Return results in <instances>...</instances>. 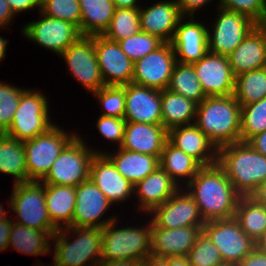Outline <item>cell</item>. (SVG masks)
<instances>
[{
  "label": "cell",
  "mask_w": 266,
  "mask_h": 266,
  "mask_svg": "<svg viewBox=\"0 0 266 266\" xmlns=\"http://www.w3.org/2000/svg\"><path fill=\"white\" fill-rule=\"evenodd\" d=\"M10 211H7L5 209V206H3L2 203H0V221L5 220L8 217V213Z\"/></svg>",
  "instance_id": "obj_60"
},
{
  "label": "cell",
  "mask_w": 266,
  "mask_h": 266,
  "mask_svg": "<svg viewBox=\"0 0 266 266\" xmlns=\"http://www.w3.org/2000/svg\"><path fill=\"white\" fill-rule=\"evenodd\" d=\"M25 89L0 79V133H5L11 126L21 93Z\"/></svg>",
  "instance_id": "obj_41"
},
{
  "label": "cell",
  "mask_w": 266,
  "mask_h": 266,
  "mask_svg": "<svg viewBox=\"0 0 266 266\" xmlns=\"http://www.w3.org/2000/svg\"><path fill=\"white\" fill-rule=\"evenodd\" d=\"M76 187L45 184V200L49 218L58 228L72 226L76 204Z\"/></svg>",
  "instance_id": "obj_29"
},
{
  "label": "cell",
  "mask_w": 266,
  "mask_h": 266,
  "mask_svg": "<svg viewBox=\"0 0 266 266\" xmlns=\"http://www.w3.org/2000/svg\"><path fill=\"white\" fill-rule=\"evenodd\" d=\"M51 243L52 266H97L101 262V228L63 227L52 235Z\"/></svg>",
  "instance_id": "obj_4"
},
{
  "label": "cell",
  "mask_w": 266,
  "mask_h": 266,
  "mask_svg": "<svg viewBox=\"0 0 266 266\" xmlns=\"http://www.w3.org/2000/svg\"><path fill=\"white\" fill-rule=\"evenodd\" d=\"M97 62L105 86H123L132 82L134 62L118 42L94 35Z\"/></svg>",
  "instance_id": "obj_17"
},
{
  "label": "cell",
  "mask_w": 266,
  "mask_h": 266,
  "mask_svg": "<svg viewBox=\"0 0 266 266\" xmlns=\"http://www.w3.org/2000/svg\"><path fill=\"white\" fill-rule=\"evenodd\" d=\"M183 16H194L197 12L208 8L214 0H176Z\"/></svg>",
  "instance_id": "obj_47"
},
{
  "label": "cell",
  "mask_w": 266,
  "mask_h": 266,
  "mask_svg": "<svg viewBox=\"0 0 266 266\" xmlns=\"http://www.w3.org/2000/svg\"><path fill=\"white\" fill-rule=\"evenodd\" d=\"M42 14L76 25L80 31L81 7L79 0H42Z\"/></svg>",
  "instance_id": "obj_44"
},
{
  "label": "cell",
  "mask_w": 266,
  "mask_h": 266,
  "mask_svg": "<svg viewBox=\"0 0 266 266\" xmlns=\"http://www.w3.org/2000/svg\"><path fill=\"white\" fill-rule=\"evenodd\" d=\"M78 83L90 94L105 86L97 62L94 35L81 36L60 56Z\"/></svg>",
  "instance_id": "obj_13"
},
{
  "label": "cell",
  "mask_w": 266,
  "mask_h": 266,
  "mask_svg": "<svg viewBox=\"0 0 266 266\" xmlns=\"http://www.w3.org/2000/svg\"><path fill=\"white\" fill-rule=\"evenodd\" d=\"M82 36L102 35L115 12L113 0H79Z\"/></svg>",
  "instance_id": "obj_33"
},
{
  "label": "cell",
  "mask_w": 266,
  "mask_h": 266,
  "mask_svg": "<svg viewBox=\"0 0 266 266\" xmlns=\"http://www.w3.org/2000/svg\"><path fill=\"white\" fill-rule=\"evenodd\" d=\"M121 50L133 61H137L148 53L154 52L164 42L157 36L140 31L124 40L118 41Z\"/></svg>",
  "instance_id": "obj_42"
},
{
  "label": "cell",
  "mask_w": 266,
  "mask_h": 266,
  "mask_svg": "<svg viewBox=\"0 0 266 266\" xmlns=\"http://www.w3.org/2000/svg\"><path fill=\"white\" fill-rule=\"evenodd\" d=\"M167 89L192 100L197 105L207 97L202 90L193 64L189 63L177 61Z\"/></svg>",
  "instance_id": "obj_36"
},
{
  "label": "cell",
  "mask_w": 266,
  "mask_h": 266,
  "mask_svg": "<svg viewBox=\"0 0 266 266\" xmlns=\"http://www.w3.org/2000/svg\"><path fill=\"white\" fill-rule=\"evenodd\" d=\"M36 88H26L20 96L19 106L5 135L27 141L47 132L56 124L52 118L49 98Z\"/></svg>",
  "instance_id": "obj_8"
},
{
  "label": "cell",
  "mask_w": 266,
  "mask_h": 266,
  "mask_svg": "<svg viewBox=\"0 0 266 266\" xmlns=\"http://www.w3.org/2000/svg\"><path fill=\"white\" fill-rule=\"evenodd\" d=\"M196 109L197 104L192 100L168 89L161 91L162 125L167 131L177 126L193 124Z\"/></svg>",
  "instance_id": "obj_32"
},
{
  "label": "cell",
  "mask_w": 266,
  "mask_h": 266,
  "mask_svg": "<svg viewBox=\"0 0 266 266\" xmlns=\"http://www.w3.org/2000/svg\"><path fill=\"white\" fill-rule=\"evenodd\" d=\"M256 247L266 252V230L264 231L262 237L257 241Z\"/></svg>",
  "instance_id": "obj_59"
},
{
  "label": "cell",
  "mask_w": 266,
  "mask_h": 266,
  "mask_svg": "<svg viewBox=\"0 0 266 266\" xmlns=\"http://www.w3.org/2000/svg\"><path fill=\"white\" fill-rule=\"evenodd\" d=\"M9 39L2 37L0 35V62L5 59L6 57V52H7V47H8Z\"/></svg>",
  "instance_id": "obj_58"
},
{
  "label": "cell",
  "mask_w": 266,
  "mask_h": 266,
  "mask_svg": "<svg viewBox=\"0 0 266 266\" xmlns=\"http://www.w3.org/2000/svg\"><path fill=\"white\" fill-rule=\"evenodd\" d=\"M97 266H141L138 260L101 261Z\"/></svg>",
  "instance_id": "obj_55"
},
{
  "label": "cell",
  "mask_w": 266,
  "mask_h": 266,
  "mask_svg": "<svg viewBox=\"0 0 266 266\" xmlns=\"http://www.w3.org/2000/svg\"><path fill=\"white\" fill-rule=\"evenodd\" d=\"M212 25H207L208 51L228 56L258 24L249 16L217 7Z\"/></svg>",
  "instance_id": "obj_10"
},
{
  "label": "cell",
  "mask_w": 266,
  "mask_h": 266,
  "mask_svg": "<svg viewBox=\"0 0 266 266\" xmlns=\"http://www.w3.org/2000/svg\"><path fill=\"white\" fill-rule=\"evenodd\" d=\"M141 31L139 9H115L108 28L102 34L112 41H120Z\"/></svg>",
  "instance_id": "obj_38"
},
{
  "label": "cell",
  "mask_w": 266,
  "mask_h": 266,
  "mask_svg": "<svg viewBox=\"0 0 266 266\" xmlns=\"http://www.w3.org/2000/svg\"><path fill=\"white\" fill-rule=\"evenodd\" d=\"M233 95L241 107L266 97V67L235 76Z\"/></svg>",
  "instance_id": "obj_37"
},
{
  "label": "cell",
  "mask_w": 266,
  "mask_h": 266,
  "mask_svg": "<svg viewBox=\"0 0 266 266\" xmlns=\"http://www.w3.org/2000/svg\"><path fill=\"white\" fill-rule=\"evenodd\" d=\"M16 15L12 12L9 4L6 0H0V29L10 28L11 23H14L13 20L16 19ZM15 18V19H14Z\"/></svg>",
  "instance_id": "obj_50"
},
{
  "label": "cell",
  "mask_w": 266,
  "mask_h": 266,
  "mask_svg": "<svg viewBox=\"0 0 266 266\" xmlns=\"http://www.w3.org/2000/svg\"><path fill=\"white\" fill-rule=\"evenodd\" d=\"M139 8L141 31L170 43L179 21L184 17L176 0H158Z\"/></svg>",
  "instance_id": "obj_22"
},
{
  "label": "cell",
  "mask_w": 266,
  "mask_h": 266,
  "mask_svg": "<svg viewBox=\"0 0 266 266\" xmlns=\"http://www.w3.org/2000/svg\"><path fill=\"white\" fill-rule=\"evenodd\" d=\"M12 12L18 16L22 12L41 10L42 0H6Z\"/></svg>",
  "instance_id": "obj_48"
},
{
  "label": "cell",
  "mask_w": 266,
  "mask_h": 266,
  "mask_svg": "<svg viewBox=\"0 0 266 266\" xmlns=\"http://www.w3.org/2000/svg\"><path fill=\"white\" fill-rule=\"evenodd\" d=\"M234 218L240 228L255 243L266 230V207L256 202L251 196L240 197Z\"/></svg>",
  "instance_id": "obj_35"
},
{
  "label": "cell",
  "mask_w": 266,
  "mask_h": 266,
  "mask_svg": "<svg viewBox=\"0 0 266 266\" xmlns=\"http://www.w3.org/2000/svg\"><path fill=\"white\" fill-rule=\"evenodd\" d=\"M75 197L72 226L102 229L118 218L116 213L115 216L109 214V218L104 215L108 214L112 204L90 178L76 187Z\"/></svg>",
  "instance_id": "obj_14"
},
{
  "label": "cell",
  "mask_w": 266,
  "mask_h": 266,
  "mask_svg": "<svg viewBox=\"0 0 266 266\" xmlns=\"http://www.w3.org/2000/svg\"><path fill=\"white\" fill-rule=\"evenodd\" d=\"M38 12L40 17L36 21L26 22L21 26V34L29 42L60 56L82 36L79 28L71 22Z\"/></svg>",
  "instance_id": "obj_11"
},
{
  "label": "cell",
  "mask_w": 266,
  "mask_h": 266,
  "mask_svg": "<svg viewBox=\"0 0 266 266\" xmlns=\"http://www.w3.org/2000/svg\"><path fill=\"white\" fill-rule=\"evenodd\" d=\"M122 87L125 89L126 122L162 125L161 90L133 83Z\"/></svg>",
  "instance_id": "obj_20"
},
{
  "label": "cell",
  "mask_w": 266,
  "mask_h": 266,
  "mask_svg": "<svg viewBox=\"0 0 266 266\" xmlns=\"http://www.w3.org/2000/svg\"><path fill=\"white\" fill-rule=\"evenodd\" d=\"M159 164L180 188H184L202 167L194 158L176 148L168 140L164 144Z\"/></svg>",
  "instance_id": "obj_30"
},
{
  "label": "cell",
  "mask_w": 266,
  "mask_h": 266,
  "mask_svg": "<svg viewBox=\"0 0 266 266\" xmlns=\"http://www.w3.org/2000/svg\"><path fill=\"white\" fill-rule=\"evenodd\" d=\"M167 140L168 131L163 125L126 122L120 147L125 150L160 157Z\"/></svg>",
  "instance_id": "obj_27"
},
{
  "label": "cell",
  "mask_w": 266,
  "mask_h": 266,
  "mask_svg": "<svg viewBox=\"0 0 266 266\" xmlns=\"http://www.w3.org/2000/svg\"><path fill=\"white\" fill-rule=\"evenodd\" d=\"M152 227L176 229L185 226H204L205 221L195 200L184 188H180L162 205L149 214Z\"/></svg>",
  "instance_id": "obj_16"
},
{
  "label": "cell",
  "mask_w": 266,
  "mask_h": 266,
  "mask_svg": "<svg viewBox=\"0 0 266 266\" xmlns=\"http://www.w3.org/2000/svg\"><path fill=\"white\" fill-rule=\"evenodd\" d=\"M57 123L47 132L24 141L28 181H41L63 149L79 134Z\"/></svg>",
  "instance_id": "obj_9"
},
{
  "label": "cell",
  "mask_w": 266,
  "mask_h": 266,
  "mask_svg": "<svg viewBox=\"0 0 266 266\" xmlns=\"http://www.w3.org/2000/svg\"><path fill=\"white\" fill-rule=\"evenodd\" d=\"M194 16H184L170 42L178 62L192 64L208 52L207 25Z\"/></svg>",
  "instance_id": "obj_18"
},
{
  "label": "cell",
  "mask_w": 266,
  "mask_h": 266,
  "mask_svg": "<svg viewBox=\"0 0 266 266\" xmlns=\"http://www.w3.org/2000/svg\"><path fill=\"white\" fill-rule=\"evenodd\" d=\"M89 178L113 205H124L133 197L134 185L125 179L105 154H95L90 164Z\"/></svg>",
  "instance_id": "obj_21"
},
{
  "label": "cell",
  "mask_w": 266,
  "mask_h": 266,
  "mask_svg": "<svg viewBox=\"0 0 266 266\" xmlns=\"http://www.w3.org/2000/svg\"><path fill=\"white\" fill-rule=\"evenodd\" d=\"M177 59L170 43L134 62L133 84L158 90L167 89Z\"/></svg>",
  "instance_id": "obj_15"
},
{
  "label": "cell",
  "mask_w": 266,
  "mask_h": 266,
  "mask_svg": "<svg viewBox=\"0 0 266 266\" xmlns=\"http://www.w3.org/2000/svg\"><path fill=\"white\" fill-rule=\"evenodd\" d=\"M116 218L102 228L101 261L138 260L151 255L152 221L148 215L145 225L123 226ZM119 219V220H118ZM121 226H119L118 224ZM137 226V227H136Z\"/></svg>",
  "instance_id": "obj_5"
},
{
  "label": "cell",
  "mask_w": 266,
  "mask_h": 266,
  "mask_svg": "<svg viewBox=\"0 0 266 266\" xmlns=\"http://www.w3.org/2000/svg\"><path fill=\"white\" fill-rule=\"evenodd\" d=\"M192 64L206 96L234 94L235 76L226 55L208 51L203 58Z\"/></svg>",
  "instance_id": "obj_19"
},
{
  "label": "cell",
  "mask_w": 266,
  "mask_h": 266,
  "mask_svg": "<svg viewBox=\"0 0 266 266\" xmlns=\"http://www.w3.org/2000/svg\"><path fill=\"white\" fill-rule=\"evenodd\" d=\"M266 130V97L241 107L240 142Z\"/></svg>",
  "instance_id": "obj_39"
},
{
  "label": "cell",
  "mask_w": 266,
  "mask_h": 266,
  "mask_svg": "<svg viewBox=\"0 0 266 266\" xmlns=\"http://www.w3.org/2000/svg\"><path fill=\"white\" fill-rule=\"evenodd\" d=\"M91 95L99 103L100 115L124 118L125 89L122 86H104Z\"/></svg>",
  "instance_id": "obj_40"
},
{
  "label": "cell",
  "mask_w": 266,
  "mask_h": 266,
  "mask_svg": "<svg viewBox=\"0 0 266 266\" xmlns=\"http://www.w3.org/2000/svg\"><path fill=\"white\" fill-rule=\"evenodd\" d=\"M257 152L266 156V130L254 135L247 141Z\"/></svg>",
  "instance_id": "obj_52"
},
{
  "label": "cell",
  "mask_w": 266,
  "mask_h": 266,
  "mask_svg": "<svg viewBox=\"0 0 266 266\" xmlns=\"http://www.w3.org/2000/svg\"><path fill=\"white\" fill-rule=\"evenodd\" d=\"M0 174L13 178V184L27 182L24 143L0 133Z\"/></svg>",
  "instance_id": "obj_34"
},
{
  "label": "cell",
  "mask_w": 266,
  "mask_h": 266,
  "mask_svg": "<svg viewBox=\"0 0 266 266\" xmlns=\"http://www.w3.org/2000/svg\"><path fill=\"white\" fill-rule=\"evenodd\" d=\"M168 141L194 158L201 166L217 163L218 148L195 123L169 129Z\"/></svg>",
  "instance_id": "obj_24"
},
{
  "label": "cell",
  "mask_w": 266,
  "mask_h": 266,
  "mask_svg": "<svg viewBox=\"0 0 266 266\" xmlns=\"http://www.w3.org/2000/svg\"><path fill=\"white\" fill-rule=\"evenodd\" d=\"M140 0H113L115 9H139L141 7Z\"/></svg>",
  "instance_id": "obj_56"
},
{
  "label": "cell",
  "mask_w": 266,
  "mask_h": 266,
  "mask_svg": "<svg viewBox=\"0 0 266 266\" xmlns=\"http://www.w3.org/2000/svg\"><path fill=\"white\" fill-rule=\"evenodd\" d=\"M217 6L249 16L257 24H266V0H219Z\"/></svg>",
  "instance_id": "obj_45"
},
{
  "label": "cell",
  "mask_w": 266,
  "mask_h": 266,
  "mask_svg": "<svg viewBox=\"0 0 266 266\" xmlns=\"http://www.w3.org/2000/svg\"><path fill=\"white\" fill-rule=\"evenodd\" d=\"M52 235L12 221L9 248L23 255L45 256L51 252Z\"/></svg>",
  "instance_id": "obj_31"
},
{
  "label": "cell",
  "mask_w": 266,
  "mask_h": 266,
  "mask_svg": "<svg viewBox=\"0 0 266 266\" xmlns=\"http://www.w3.org/2000/svg\"><path fill=\"white\" fill-rule=\"evenodd\" d=\"M115 149L106 151L104 154L112 161L117 171L133 185L160 167V157L125 150L121 147Z\"/></svg>",
  "instance_id": "obj_28"
},
{
  "label": "cell",
  "mask_w": 266,
  "mask_h": 266,
  "mask_svg": "<svg viewBox=\"0 0 266 266\" xmlns=\"http://www.w3.org/2000/svg\"><path fill=\"white\" fill-rule=\"evenodd\" d=\"M251 197L266 207V180L263 181L255 190V192L251 195Z\"/></svg>",
  "instance_id": "obj_53"
},
{
  "label": "cell",
  "mask_w": 266,
  "mask_h": 266,
  "mask_svg": "<svg viewBox=\"0 0 266 266\" xmlns=\"http://www.w3.org/2000/svg\"><path fill=\"white\" fill-rule=\"evenodd\" d=\"M40 261L41 260H39V262L37 264H34V266H52L51 264L50 265H47V264H45V262L44 263H41Z\"/></svg>",
  "instance_id": "obj_61"
},
{
  "label": "cell",
  "mask_w": 266,
  "mask_h": 266,
  "mask_svg": "<svg viewBox=\"0 0 266 266\" xmlns=\"http://www.w3.org/2000/svg\"><path fill=\"white\" fill-rule=\"evenodd\" d=\"M217 163L241 197H250L266 180V156L248 142H235L218 148Z\"/></svg>",
  "instance_id": "obj_3"
},
{
  "label": "cell",
  "mask_w": 266,
  "mask_h": 266,
  "mask_svg": "<svg viewBox=\"0 0 266 266\" xmlns=\"http://www.w3.org/2000/svg\"><path fill=\"white\" fill-rule=\"evenodd\" d=\"M84 139L86 138L79 133L63 149L47 175L41 180L42 183L77 187L89 179L92 158L95 154H104L107 150L92 148V145H88Z\"/></svg>",
  "instance_id": "obj_7"
},
{
  "label": "cell",
  "mask_w": 266,
  "mask_h": 266,
  "mask_svg": "<svg viewBox=\"0 0 266 266\" xmlns=\"http://www.w3.org/2000/svg\"><path fill=\"white\" fill-rule=\"evenodd\" d=\"M10 197V198H9ZM8 197V209L12 221L39 231H48L51 235L58 228L51 222L45 200V184L41 181H27L13 184Z\"/></svg>",
  "instance_id": "obj_6"
},
{
  "label": "cell",
  "mask_w": 266,
  "mask_h": 266,
  "mask_svg": "<svg viewBox=\"0 0 266 266\" xmlns=\"http://www.w3.org/2000/svg\"><path fill=\"white\" fill-rule=\"evenodd\" d=\"M202 231L219 250L226 266H236L256 247L234 217L205 222Z\"/></svg>",
  "instance_id": "obj_12"
},
{
  "label": "cell",
  "mask_w": 266,
  "mask_h": 266,
  "mask_svg": "<svg viewBox=\"0 0 266 266\" xmlns=\"http://www.w3.org/2000/svg\"><path fill=\"white\" fill-rule=\"evenodd\" d=\"M191 266H226L219 250L202 231L187 255Z\"/></svg>",
  "instance_id": "obj_43"
},
{
  "label": "cell",
  "mask_w": 266,
  "mask_h": 266,
  "mask_svg": "<svg viewBox=\"0 0 266 266\" xmlns=\"http://www.w3.org/2000/svg\"><path fill=\"white\" fill-rule=\"evenodd\" d=\"M205 222L234 217L240 195L218 164L202 166L184 187Z\"/></svg>",
  "instance_id": "obj_1"
},
{
  "label": "cell",
  "mask_w": 266,
  "mask_h": 266,
  "mask_svg": "<svg viewBox=\"0 0 266 266\" xmlns=\"http://www.w3.org/2000/svg\"><path fill=\"white\" fill-rule=\"evenodd\" d=\"M233 75L266 67V24H258L228 56Z\"/></svg>",
  "instance_id": "obj_25"
},
{
  "label": "cell",
  "mask_w": 266,
  "mask_h": 266,
  "mask_svg": "<svg viewBox=\"0 0 266 266\" xmlns=\"http://www.w3.org/2000/svg\"><path fill=\"white\" fill-rule=\"evenodd\" d=\"M241 106L234 95L207 96L197 105L195 125L217 148L240 142Z\"/></svg>",
  "instance_id": "obj_2"
},
{
  "label": "cell",
  "mask_w": 266,
  "mask_h": 266,
  "mask_svg": "<svg viewBox=\"0 0 266 266\" xmlns=\"http://www.w3.org/2000/svg\"><path fill=\"white\" fill-rule=\"evenodd\" d=\"M12 227V217L0 221V253L9 250V235Z\"/></svg>",
  "instance_id": "obj_51"
},
{
  "label": "cell",
  "mask_w": 266,
  "mask_h": 266,
  "mask_svg": "<svg viewBox=\"0 0 266 266\" xmlns=\"http://www.w3.org/2000/svg\"><path fill=\"white\" fill-rule=\"evenodd\" d=\"M96 120V127L102 138L106 139L107 143L110 141L112 144L117 145L113 147H120L123 141L126 120L102 115Z\"/></svg>",
  "instance_id": "obj_46"
},
{
  "label": "cell",
  "mask_w": 266,
  "mask_h": 266,
  "mask_svg": "<svg viewBox=\"0 0 266 266\" xmlns=\"http://www.w3.org/2000/svg\"><path fill=\"white\" fill-rule=\"evenodd\" d=\"M236 266H266V252L255 247Z\"/></svg>",
  "instance_id": "obj_49"
},
{
  "label": "cell",
  "mask_w": 266,
  "mask_h": 266,
  "mask_svg": "<svg viewBox=\"0 0 266 266\" xmlns=\"http://www.w3.org/2000/svg\"><path fill=\"white\" fill-rule=\"evenodd\" d=\"M167 266H191L187 256L168 257Z\"/></svg>",
  "instance_id": "obj_57"
},
{
  "label": "cell",
  "mask_w": 266,
  "mask_h": 266,
  "mask_svg": "<svg viewBox=\"0 0 266 266\" xmlns=\"http://www.w3.org/2000/svg\"><path fill=\"white\" fill-rule=\"evenodd\" d=\"M203 226L176 229L152 227L151 255L164 258L187 256L202 232Z\"/></svg>",
  "instance_id": "obj_26"
},
{
  "label": "cell",
  "mask_w": 266,
  "mask_h": 266,
  "mask_svg": "<svg viewBox=\"0 0 266 266\" xmlns=\"http://www.w3.org/2000/svg\"><path fill=\"white\" fill-rule=\"evenodd\" d=\"M179 189L180 187L171 177L161 167H158L134 185L133 196L135 199L137 198V204L135 205L134 202V206L139 212V216L148 215L154 208L171 198Z\"/></svg>",
  "instance_id": "obj_23"
},
{
  "label": "cell",
  "mask_w": 266,
  "mask_h": 266,
  "mask_svg": "<svg viewBox=\"0 0 266 266\" xmlns=\"http://www.w3.org/2000/svg\"><path fill=\"white\" fill-rule=\"evenodd\" d=\"M141 266H167V258L148 255L142 262Z\"/></svg>",
  "instance_id": "obj_54"
}]
</instances>
